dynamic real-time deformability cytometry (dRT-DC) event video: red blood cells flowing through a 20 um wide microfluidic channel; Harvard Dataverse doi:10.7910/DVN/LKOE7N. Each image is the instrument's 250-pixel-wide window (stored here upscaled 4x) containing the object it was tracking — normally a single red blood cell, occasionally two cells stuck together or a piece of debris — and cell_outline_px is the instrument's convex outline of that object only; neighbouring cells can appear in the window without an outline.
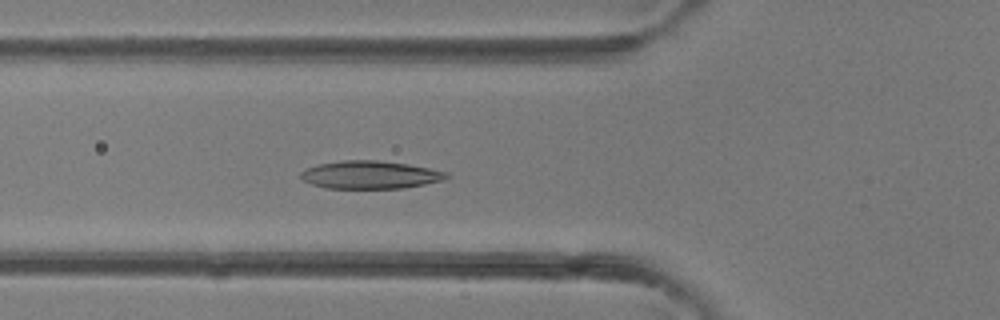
{"species": "common noctule bat (a hibernating species)", "species_latin": "Nyctalus noctula", "temperature_condition": "room temperature", "stored_images_in_passage": 31, "camera_frame_rate_fps": 3000, "um_per_image_px": 0.085, "animal": {"sex": "female"}, "frame": {"image": 1, "passage_image": 4, "time_ms": 1.0, "image_size_px": [1000, 320], "cell_outline_px": [[452, 176], [444, 180], [404, 188], [324, 188], [300, 180], [300, 172], [316, 164], [344, 160], [376, 160], [408, 164], [448, 172]], "centroid_in_image_um": [31.46, 14.86], "position_along_channel_um": 94.3, "area_um2": 23.81}}
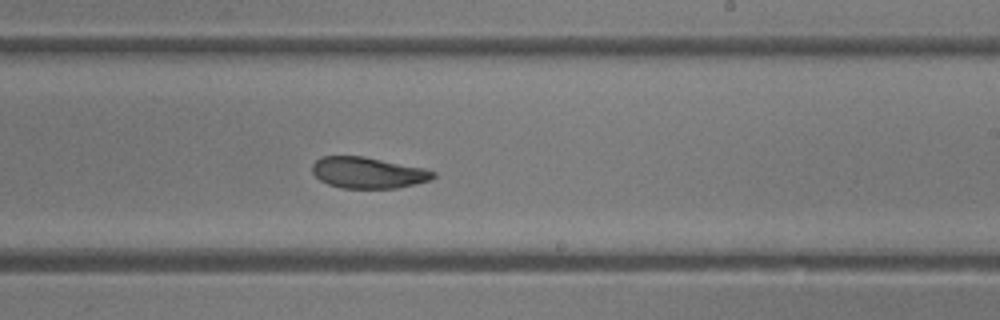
{"frame": {"image": 2, "passage_image": 14, "time_ms": 4.333, "image_size_px": [1000, 320], "cell_outline_px": [[436, 176], [432, 180], [416, 184], [396, 188], [340, 188], [328, 184], [320, 180], [312, 172], [312, 164], [320, 156], [364, 156], [424, 168], [436, 172]], "centroid_in_image_um": [31.29, 14.68], "position_along_channel_um": 257.7, "area_um2": 22.14}}
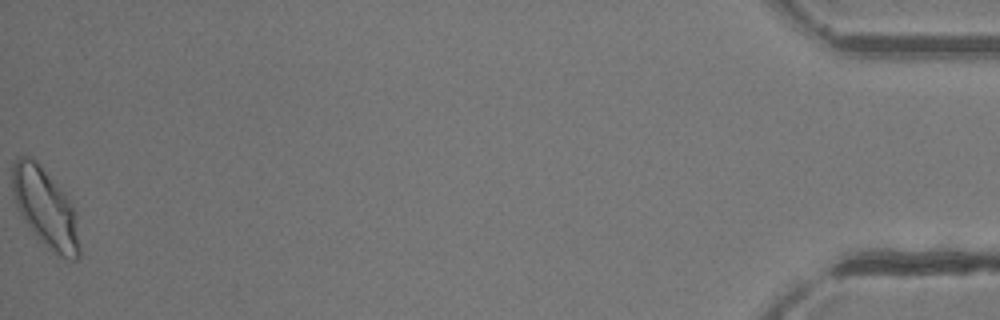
{"frame": {"image": 3, "passage_image": 31, "time_ms": 10.0, "image_size_px": [1000, 320], "cell_outline_px": [[80, 256], [76, 260], [68, 260], [56, 256], [36, 236], [20, 212], [12, 196], [12, 164], [20, 156], [24, 156], [36, 160], [64, 192], [76, 212], [80, 248]], "centroid_in_image_um": [3.88, 17.71], "position_along_channel_um": 431.3, "area_um2": 30.87}}